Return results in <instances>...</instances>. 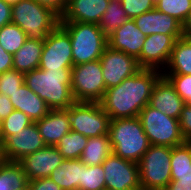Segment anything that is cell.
Here are the masks:
<instances>
[{"mask_svg":"<svg viewBox=\"0 0 191 190\" xmlns=\"http://www.w3.org/2000/svg\"><path fill=\"white\" fill-rule=\"evenodd\" d=\"M14 110V106L12 105L9 97L0 93V122L6 119V117L9 116Z\"/></svg>","mask_w":191,"mask_h":190,"instance_id":"cell-41","label":"cell"},{"mask_svg":"<svg viewBox=\"0 0 191 190\" xmlns=\"http://www.w3.org/2000/svg\"><path fill=\"white\" fill-rule=\"evenodd\" d=\"M182 34L184 38L191 39V11L182 23Z\"/></svg>","mask_w":191,"mask_h":190,"instance_id":"cell-44","label":"cell"},{"mask_svg":"<svg viewBox=\"0 0 191 190\" xmlns=\"http://www.w3.org/2000/svg\"><path fill=\"white\" fill-rule=\"evenodd\" d=\"M186 142L189 144V146L191 147V138L187 139Z\"/></svg>","mask_w":191,"mask_h":190,"instance_id":"cell-46","label":"cell"},{"mask_svg":"<svg viewBox=\"0 0 191 190\" xmlns=\"http://www.w3.org/2000/svg\"><path fill=\"white\" fill-rule=\"evenodd\" d=\"M64 158L55 146L44 148L24 156L18 163L22 166L28 181L50 177L52 171L63 162Z\"/></svg>","mask_w":191,"mask_h":190,"instance_id":"cell-15","label":"cell"},{"mask_svg":"<svg viewBox=\"0 0 191 190\" xmlns=\"http://www.w3.org/2000/svg\"><path fill=\"white\" fill-rule=\"evenodd\" d=\"M133 20L145 36L151 34L183 35L182 24L156 8L133 18Z\"/></svg>","mask_w":191,"mask_h":190,"instance_id":"cell-18","label":"cell"},{"mask_svg":"<svg viewBox=\"0 0 191 190\" xmlns=\"http://www.w3.org/2000/svg\"><path fill=\"white\" fill-rule=\"evenodd\" d=\"M3 161L2 155H1V144H0V163Z\"/></svg>","mask_w":191,"mask_h":190,"instance_id":"cell-47","label":"cell"},{"mask_svg":"<svg viewBox=\"0 0 191 190\" xmlns=\"http://www.w3.org/2000/svg\"><path fill=\"white\" fill-rule=\"evenodd\" d=\"M28 39L25 32L13 23L0 28V45L10 54H15Z\"/></svg>","mask_w":191,"mask_h":190,"instance_id":"cell-30","label":"cell"},{"mask_svg":"<svg viewBox=\"0 0 191 190\" xmlns=\"http://www.w3.org/2000/svg\"><path fill=\"white\" fill-rule=\"evenodd\" d=\"M71 69L42 70L24 74V84L43 99L51 110L68 109L74 102Z\"/></svg>","mask_w":191,"mask_h":190,"instance_id":"cell-2","label":"cell"},{"mask_svg":"<svg viewBox=\"0 0 191 190\" xmlns=\"http://www.w3.org/2000/svg\"><path fill=\"white\" fill-rule=\"evenodd\" d=\"M87 141V137L71 130L60 139L55 147L64 159H80Z\"/></svg>","mask_w":191,"mask_h":190,"instance_id":"cell-28","label":"cell"},{"mask_svg":"<svg viewBox=\"0 0 191 190\" xmlns=\"http://www.w3.org/2000/svg\"><path fill=\"white\" fill-rule=\"evenodd\" d=\"M162 75H191V39L182 37L176 40Z\"/></svg>","mask_w":191,"mask_h":190,"instance_id":"cell-22","label":"cell"},{"mask_svg":"<svg viewBox=\"0 0 191 190\" xmlns=\"http://www.w3.org/2000/svg\"><path fill=\"white\" fill-rule=\"evenodd\" d=\"M35 123L46 146H56L60 139L71 131L66 109L50 110Z\"/></svg>","mask_w":191,"mask_h":190,"instance_id":"cell-20","label":"cell"},{"mask_svg":"<svg viewBox=\"0 0 191 190\" xmlns=\"http://www.w3.org/2000/svg\"><path fill=\"white\" fill-rule=\"evenodd\" d=\"M79 190H106L102 164L87 166L82 163V176Z\"/></svg>","mask_w":191,"mask_h":190,"instance_id":"cell-32","label":"cell"},{"mask_svg":"<svg viewBox=\"0 0 191 190\" xmlns=\"http://www.w3.org/2000/svg\"><path fill=\"white\" fill-rule=\"evenodd\" d=\"M82 176V162L80 159H64L61 165L55 168L50 179L62 190H79V181Z\"/></svg>","mask_w":191,"mask_h":190,"instance_id":"cell-24","label":"cell"},{"mask_svg":"<svg viewBox=\"0 0 191 190\" xmlns=\"http://www.w3.org/2000/svg\"><path fill=\"white\" fill-rule=\"evenodd\" d=\"M102 167L106 190H142L138 163L122 159L112 152Z\"/></svg>","mask_w":191,"mask_h":190,"instance_id":"cell-11","label":"cell"},{"mask_svg":"<svg viewBox=\"0 0 191 190\" xmlns=\"http://www.w3.org/2000/svg\"><path fill=\"white\" fill-rule=\"evenodd\" d=\"M146 36L136 26L133 19H128L122 26L107 38L108 46L114 50L138 58L143 48Z\"/></svg>","mask_w":191,"mask_h":190,"instance_id":"cell-17","label":"cell"},{"mask_svg":"<svg viewBox=\"0 0 191 190\" xmlns=\"http://www.w3.org/2000/svg\"><path fill=\"white\" fill-rule=\"evenodd\" d=\"M14 109L26 114L33 122L42 119L51 110L46 102L23 84L9 98Z\"/></svg>","mask_w":191,"mask_h":190,"instance_id":"cell-21","label":"cell"},{"mask_svg":"<svg viewBox=\"0 0 191 190\" xmlns=\"http://www.w3.org/2000/svg\"><path fill=\"white\" fill-rule=\"evenodd\" d=\"M128 19L129 18L122 7L121 1L110 0L108 7L102 15L98 25L103 31L104 35L108 38Z\"/></svg>","mask_w":191,"mask_h":190,"instance_id":"cell-27","label":"cell"},{"mask_svg":"<svg viewBox=\"0 0 191 190\" xmlns=\"http://www.w3.org/2000/svg\"><path fill=\"white\" fill-rule=\"evenodd\" d=\"M41 6L49 8L59 18H61L67 8L68 0H34Z\"/></svg>","mask_w":191,"mask_h":190,"instance_id":"cell-38","label":"cell"},{"mask_svg":"<svg viewBox=\"0 0 191 190\" xmlns=\"http://www.w3.org/2000/svg\"><path fill=\"white\" fill-rule=\"evenodd\" d=\"M128 18L133 19L155 8L152 0H120Z\"/></svg>","mask_w":191,"mask_h":190,"instance_id":"cell-36","label":"cell"},{"mask_svg":"<svg viewBox=\"0 0 191 190\" xmlns=\"http://www.w3.org/2000/svg\"><path fill=\"white\" fill-rule=\"evenodd\" d=\"M174 86L185 104L191 103V75H163Z\"/></svg>","mask_w":191,"mask_h":190,"instance_id":"cell-35","label":"cell"},{"mask_svg":"<svg viewBox=\"0 0 191 190\" xmlns=\"http://www.w3.org/2000/svg\"><path fill=\"white\" fill-rule=\"evenodd\" d=\"M158 1H159V0H152V2H153L154 4H156Z\"/></svg>","mask_w":191,"mask_h":190,"instance_id":"cell-48","label":"cell"},{"mask_svg":"<svg viewBox=\"0 0 191 190\" xmlns=\"http://www.w3.org/2000/svg\"><path fill=\"white\" fill-rule=\"evenodd\" d=\"M71 91L76 102H100L106 92L100 60L71 68Z\"/></svg>","mask_w":191,"mask_h":190,"instance_id":"cell-8","label":"cell"},{"mask_svg":"<svg viewBox=\"0 0 191 190\" xmlns=\"http://www.w3.org/2000/svg\"><path fill=\"white\" fill-rule=\"evenodd\" d=\"M28 190H62L49 177L28 181Z\"/></svg>","mask_w":191,"mask_h":190,"instance_id":"cell-39","label":"cell"},{"mask_svg":"<svg viewBox=\"0 0 191 190\" xmlns=\"http://www.w3.org/2000/svg\"><path fill=\"white\" fill-rule=\"evenodd\" d=\"M44 41L27 39L13 54V69L23 74L39 68Z\"/></svg>","mask_w":191,"mask_h":190,"instance_id":"cell-23","label":"cell"},{"mask_svg":"<svg viewBox=\"0 0 191 190\" xmlns=\"http://www.w3.org/2000/svg\"><path fill=\"white\" fill-rule=\"evenodd\" d=\"M179 125L185 140L191 138V103L185 104L179 117Z\"/></svg>","mask_w":191,"mask_h":190,"instance_id":"cell-37","label":"cell"},{"mask_svg":"<svg viewBox=\"0 0 191 190\" xmlns=\"http://www.w3.org/2000/svg\"><path fill=\"white\" fill-rule=\"evenodd\" d=\"M59 20L49 8L34 0H21L12 5L11 23L18 25L29 39L45 41Z\"/></svg>","mask_w":191,"mask_h":190,"instance_id":"cell-5","label":"cell"},{"mask_svg":"<svg viewBox=\"0 0 191 190\" xmlns=\"http://www.w3.org/2000/svg\"><path fill=\"white\" fill-rule=\"evenodd\" d=\"M110 0H68L67 8L59 22L99 24Z\"/></svg>","mask_w":191,"mask_h":190,"instance_id":"cell-19","label":"cell"},{"mask_svg":"<svg viewBox=\"0 0 191 190\" xmlns=\"http://www.w3.org/2000/svg\"><path fill=\"white\" fill-rule=\"evenodd\" d=\"M12 5L0 0V28L11 23Z\"/></svg>","mask_w":191,"mask_h":190,"instance_id":"cell-43","label":"cell"},{"mask_svg":"<svg viewBox=\"0 0 191 190\" xmlns=\"http://www.w3.org/2000/svg\"><path fill=\"white\" fill-rule=\"evenodd\" d=\"M191 176V147L187 142L172 147L171 177Z\"/></svg>","mask_w":191,"mask_h":190,"instance_id":"cell-29","label":"cell"},{"mask_svg":"<svg viewBox=\"0 0 191 190\" xmlns=\"http://www.w3.org/2000/svg\"><path fill=\"white\" fill-rule=\"evenodd\" d=\"M99 60L106 89L118 86L124 79L135 75L142 69L136 58L109 46L106 47Z\"/></svg>","mask_w":191,"mask_h":190,"instance_id":"cell-12","label":"cell"},{"mask_svg":"<svg viewBox=\"0 0 191 190\" xmlns=\"http://www.w3.org/2000/svg\"><path fill=\"white\" fill-rule=\"evenodd\" d=\"M4 1L7 2L10 5H13V4H17L21 0H4Z\"/></svg>","mask_w":191,"mask_h":190,"instance_id":"cell-45","label":"cell"},{"mask_svg":"<svg viewBox=\"0 0 191 190\" xmlns=\"http://www.w3.org/2000/svg\"><path fill=\"white\" fill-rule=\"evenodd\" d=\"M155 8L174 17L182 24L191 11V0H159Z\"/></svg>","mask_w":191,"mask_h":190,"instance_id":"cell-33","label":"cell"},{"mask_svg":"<svg viewBox=\"0 0 191 190\" xmlns=\"http://www.w3.org/2000/svg\"><path fill=\"white\" fill-rule=\"evenodd\" d=\"M138 117L151 145L174 147L186 142L178 119L166 116L149 104L140 111Z\"/></svg>","mask_w":191,"mask_h":190,"instance_id":"cell-7","label":"cell"},{"mask_svg":"<svg viewBox=\"0 0 191 190\" xmlns=\"http://www.w3.org/2000/svg\"><path fill=\"white\" fill-rule=\"evenodd\" d=\"M32 123L34 122L26 114L15 109L0 122V143L2 144L9 136L22 132Z\"/></svg>","mask_w":191,"mask_h":190,"instance_id":"cell-31","label":"cell"},{"mask_svg":"<svg viewBox=\"0 0 191 190\" xmlns=\"http://www.w3.org/2000/svg\"><path fill=\"white\" fill-rule=\"evenodd\" d=\"M111 153L112 147L109 135L91 137L88 138L80 160L87 166L100 165Z\"/></svg>","mask_w":191,"mask_h":190,"instance_id":"cell-25","label":"cell"},{"mask_svg":"<svg viewBox=\"0 0 191 190\" xmlns=\"http://www.w3.org/2000/svg\"><path fill=\"white\" fill-rule=\"evenodd\" d=\"M172 147L150 145L138 162L142 190H165L171 182Z\"/></svg>","mask_w":191,"mask_h":190,"instance_id":"cell-6","label":"cell"},{"mask_svg":"<svg viewBox=\"0 0 191 190\" xmlns=\"http://www.w3.org/2000/svg\"><path fill=\"white\" fill-rule=\"evenodd\" d=\"M70 128L87 138L108 135L110 118L99 102H74L66 109Z\"/></svg>","mask_w":191,"mask_h":190,"instance_id":"cell-9","label":"cell"},{"mask_svg":"<svg viewBox=\"0 0 191 190\" xmlns=\"http://www.w3.org/2000/svg\"><path fill=\"white\" fill-rule=\"evenodd\" d=\"M182 37L183 35L166 34L146 36L140 56L137 58L139 66L163 72L168 65L176 40Z\"/></svg>","mask_w":191,"mask_h":190,"instance_id":"cell-13","label":"cell"},{"mask_svg":"<svg viewBox=\"0 0 191 190\" xmlns=\"http://www.w3.org/2000/svg\"><path fill=\"white\" fill-rule=\"evenodd\" d=\"M13 69V55L6 52L0 45V73Z\"/></svg>","mask_w":191,"mask_h":190,"instance_id":"cell-42","label":"cell"},{"mask_svg":"<svg viewBox=\"0 0 191 190\" xmlns=\"http://www.w3.org/2000/svg\"><path fill=\"white\" fill-rule=\"evenodd\" d=\"M165 190H191V176L171 177V182Z\"/></svg>","mask_w":191,"mask_h":190,"instance_id":"cell-40","label":"cell"},{"mask_svg":"<svg viewBox=\"0 0 191 190\" xmlns=\"http://www.w3.org/2000/svg\"><path fill=\"white\" fill-rule=\"evenodd\" d=\"M161 76L160 70L142 68L118 86L106 89L99 103L110 120L139 116L149 104L154 85Z\"/></svg>","mask_w":191,"mask_h":190,"instance_id":"cell-1","label":"cell"},{"mask_svg":"<svg viewBox=\"0 0 191 190\" xmlns=\"http://www.w3.org/2000/svg\"><path fill=\"white\" fill-rule=\"evenodd\" d=\"M108 135L112 152L136 163L151 145L138 116L110 120Z\"/></svg>","mask_w":191,"mask_h":190,"instance_id":"cell-3","label":"cell"},{"mask_svg":"<svg viewBox=\"0 0 191 190\" xmlns=\"http://www.w3.org/2000/svg\"><path fill=\"white\" fill-rule=\"evenodd\" d=\"M45 146L34 122L24 128L22 132L9 136L1 144L2 159L9 162H18L24 156L32 154Z\"/></svg>","mask_w":191,"mask_h":190,"instance_id":"cell-14","label":"cell"},{"mask_svg":"<svg viewBox=\"0 0 191 190\" xmlns=\"http://www.w3.org/2000/svg\"><path fill=\"white\" fill-rule=\"evenodd\" d=\"M73 67L72 45L68 32L58 24L44 41L39 68L71 69Z\"/></svg>","mask_w":191,"mask_h":190,"instance_id":"cell-10","label":"cell"},{"mask_svg":"<svg viewBox=\"0 0 191 190\" xmlns=\"http://www.w3.org/2000/svg\"><path fill=\"white\" fill-rule=\"evenodd\" d=\"M28 179L18 162L0 163V190H26Z\"/></svg>","mask_w":191,"mask_h":190,"instance_id":"cell-26","label":"cell"},{"mask_svg":"<svg viewBox=\"0 0 191 190\" xmlns=\"http://www.w3.org/2000/svg\"><path fill=\"white\" fill-rule=\"evenodd\" d=\"M59 24L70 35L73 66L100 59L108 46V41L98 24L82 22H59Z\"/></svg>","mask_w":191,"mask_h":190,"instance_id":"cell-4","label":"cell"},{"mask_svg":"<svg viewBox=\"0 0 191 190\" xmlns=\"http://www.w3.org/2000/svg\"><path fill=\"white\" fill-rule=\"evenodd\" d=\"M149 105L166 116L179 120L185 102L170 81L162 75L154 85Z\"/></svg>","mask_w":191,"mask_h":190,"instance_id":"cell-16","label":"cell"},{"mask_svg":"<svg viewBox=\"0 0 191 190\" xmlns=\"http://www.w3.org/2000/svg\"><path fill=\"white\" fill-rule=\"evenodd\" d=\"M24 84V74L17 70L0 73V93L9 98Z\"/></svg>","mask_w":191,"mask_h":190,"instance_id":"cell-34","label":"cell"}]
</instances>
